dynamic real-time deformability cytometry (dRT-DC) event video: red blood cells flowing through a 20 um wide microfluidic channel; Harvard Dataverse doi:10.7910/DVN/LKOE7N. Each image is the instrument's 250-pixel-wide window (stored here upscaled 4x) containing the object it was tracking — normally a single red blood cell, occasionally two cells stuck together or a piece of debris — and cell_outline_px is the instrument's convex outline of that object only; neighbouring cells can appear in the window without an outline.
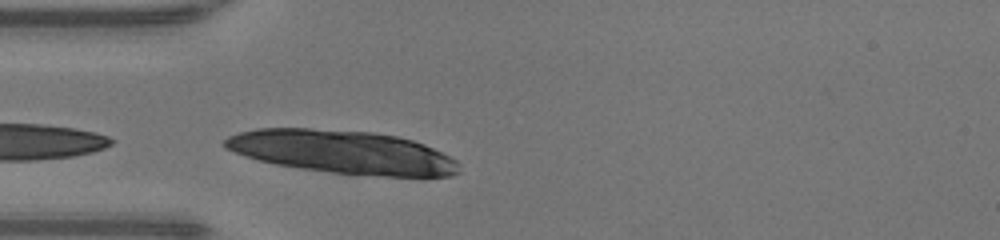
{"species": "human", "species_latin": "Homo sapiens", "temperature_condition": "warm", "stored_images_in_passage": 7, "camera_frame_rate_fps": 3000, "um_per_image_px": 0.085, "donor": {"sex": "male"}, "frame": {"image": 1, "passage_image": 1, "time_ms": 0.0, "image_size_px": [1000, 240], "cell_outline_px": [[460, 172], [452, 176], [384, 176], [332, 172], [300, 168], [276, 164], [260, 160], [224, 148], [224, 140], [228, 136], [240, 132], [256, 128], [308, 128], [372, 132], [396, 136], [412, 140], [424, 144], [456, 160]], "centroid_in_image_um": [29.11, 12.91], "position_along_channel_um": 55.9, "area_um2": 58.49}}
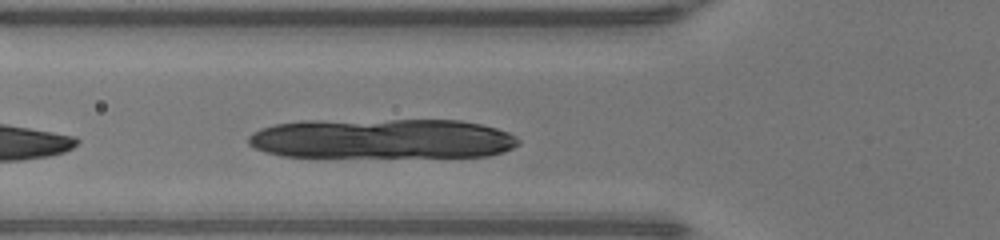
{"frame": {"image": 2, "passage_image": 4, "time_ms": 1.0, "image_size_px": [1000, 240], "cell_outline_px": [[520, 144], [504, 152], [488, 156], [280, 156], [256, 148], [248, 144], [248, 136], [252, 132], [260, 128], [276, 124], [304, 120], [460, 120], [480, 124], [496, 128], [508, 132], [516, 136], [520, 140]], "centroid_in_image_um": [32.49, 11.78], "position_along_channel_um": 93.3, "area_um2": 63.06}}